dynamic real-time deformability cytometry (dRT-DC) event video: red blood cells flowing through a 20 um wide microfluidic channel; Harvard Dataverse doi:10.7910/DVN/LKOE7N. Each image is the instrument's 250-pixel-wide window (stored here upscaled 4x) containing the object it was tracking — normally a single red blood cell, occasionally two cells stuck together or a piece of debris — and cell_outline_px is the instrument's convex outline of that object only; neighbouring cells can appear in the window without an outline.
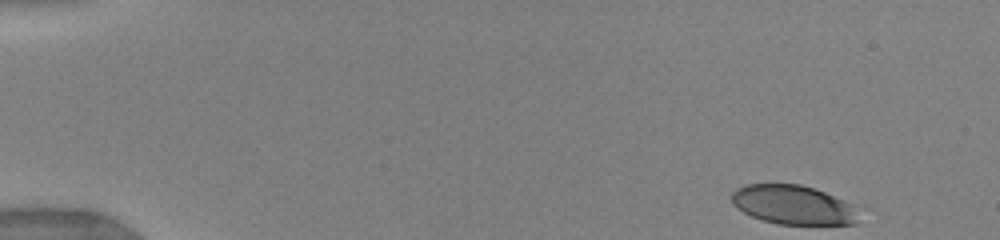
{"species": "human", "species_latin": "Homo sapiens", "temperature_condition": "warm", "stored_images_in_passage": 5, "camera_frame_rate_fps": 3000, "um_per_image_px": 0.085, "donor": {"sex": "female"}, "frame": {"image": 1, "passage_image": 1, "time_ms": 0.0, "image_size_px": [1000, 240], "cell_outline_px": [[872, 208], [856, 224], [776, 224], [752, 216], [736, 208], [732, 204], [732, 192], [736, 188], [748, 184], [800, 184]], "centroid_in_image_um": [67.67, 17.43], "position_along_channel_um": 17.3, "area_um2": 30.35}}
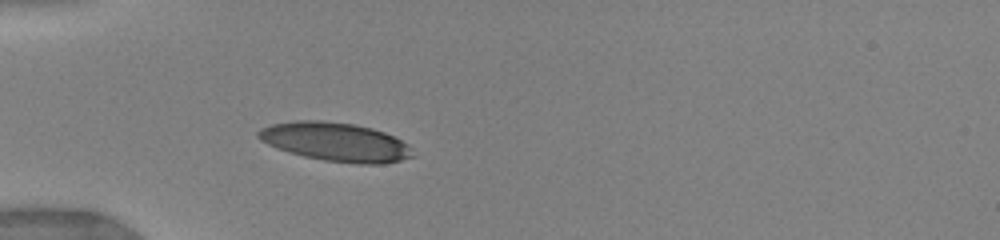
{"frame": {"image": 2, "passage_image": 5, "time_ms": 4.0, "image_size_px": [1000, 240], "cell_outline_px": [[416, 156], [384, 164], [356, 164], [324, 160], [304, 156], [288, 152], [276, 148], [260, 140], [256, 136], [256, 132], [260, 128], [272, 124], [296, 120], [320, 120], [352, 124], [372, 128], [384, 132], [408, 144]], "centroid_in_image_um": [28.51, 12.07], "position_along_channel_um": 56.5, "area_um2": 34.97}}